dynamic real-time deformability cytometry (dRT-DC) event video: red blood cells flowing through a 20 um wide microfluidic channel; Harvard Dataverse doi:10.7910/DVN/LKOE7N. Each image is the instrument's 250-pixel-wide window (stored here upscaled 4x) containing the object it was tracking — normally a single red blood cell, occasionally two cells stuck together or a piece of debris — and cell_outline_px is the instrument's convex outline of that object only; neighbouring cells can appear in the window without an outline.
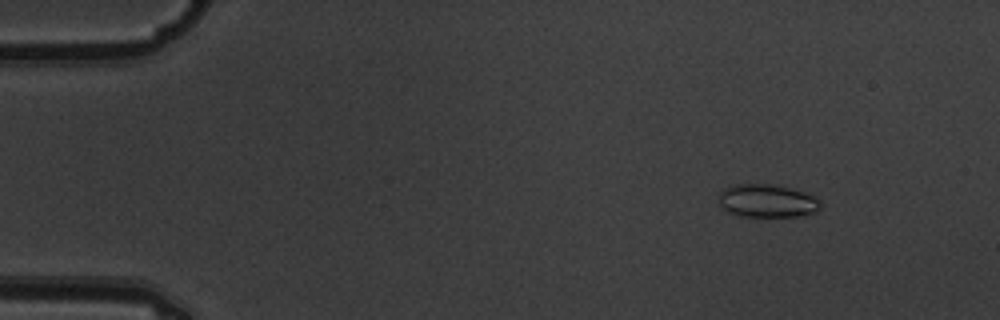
{"species": "common noctule bat (a hibernating species)", "species_latin": "Nyctalus noctula", "temperature_condition": "warm", "stored_images_in_passage": 5, "camera_frame_rate_fps": 3000, "um_per_image_px": 0.085, "animal": {"sex": "male", "body_mass_g": 19.5, "forearm_length_mm": 54.6}, "frame": {"image": 1, "passage_image": 2, "time_ms": 0.333, "image_size_px": [1000, 320], "cell_outline_px": [[824, 204], [816, 212], [796, 216], [740, 216], [728, 212], [720, 204], [720, 192], [724, 188], [732, 184], [768, 184], [788, 188], [804, 192], [816, 196]], "centroid_in_image_um": [65.24, 17.07], "position_along_channel_um": 19.8, "area_um2": 19.59}}
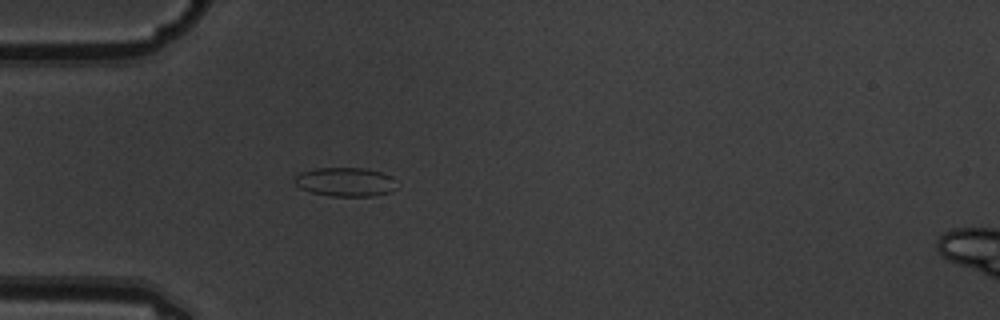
{"frame": {"image": 2, "passage_image": 5, "time_ms": 1.333, "image_size_px": [1000, 320], "cell_outline_px": [[396, 188], [392, 192], [372, 196], [332, 196], [312, 192], [300, 188], [292, 180], [300, 172], [316, 168], [364, 168], [380, 172], [392, 176]], "centroid_in_image_um": [29.35, 15.46], "position_along_channel_um": 55.7, "area_um2": 17.22}}